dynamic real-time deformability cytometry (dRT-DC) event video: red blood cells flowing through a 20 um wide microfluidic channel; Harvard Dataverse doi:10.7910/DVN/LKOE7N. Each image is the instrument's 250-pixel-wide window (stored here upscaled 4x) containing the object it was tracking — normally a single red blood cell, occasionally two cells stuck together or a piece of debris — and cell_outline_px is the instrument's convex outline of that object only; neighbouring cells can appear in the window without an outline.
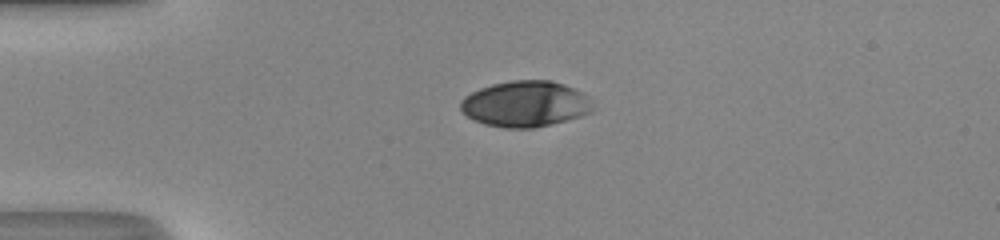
{"species": "human", "species_latin": "Homo sapiens", "temperature_condition": "room temperature", "stored_images_in_passage": 38, "camera_frame_rate_fps": 3000, "um_per_image_px": 0.085, "donor": {"sex": "male"}, "frame": {"image": 1, "passage_image": 1, "time_ms": 0.0, "image_size_px": [1000, 240], "cell_outline_px": [[592, 112], [580, 116], [532, 128], [504, 128], [484, 124], [468, 116], [460, 108], [460, 100], [464, 96], [480, 88], [492, 84], [512, 80], [552, 80], [564, 84], [584, 92], [588, 96], [592, 108]], "centroid_in_image_um": [44.65, 8.82], "position_along_channel_um": 40.4, "area_um2": 35.26}}
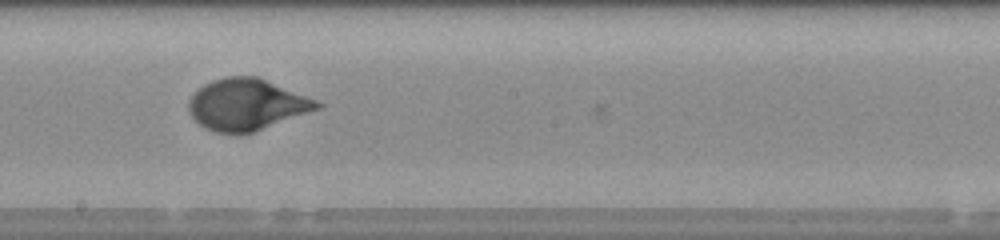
{"frame": {"image": 2, "passage_image": 17, "time_ms": 5.333, "image_size_px": [1000, 240], "cell_outline_px": [[324, 104], [320, 108], [252, 132], [216, 132], [204, 128], [188, 112], [188, 100], [204, 84], [212, 80], [228, 76], [256, 76], [316, 100]], "centroid_in_image_um": [20.94, 8.87], "position_along_channel_um": 227.3, "area_um2": 37.69}}
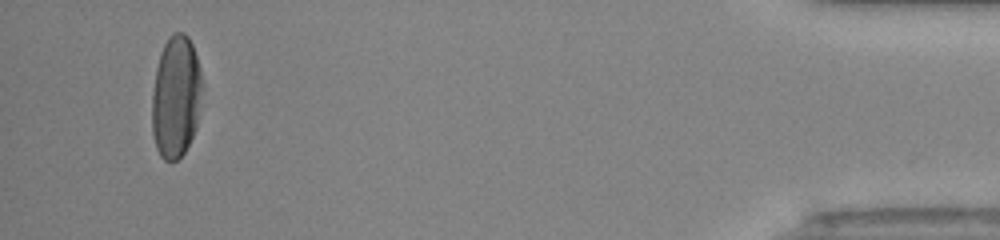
{"frame": {"image": 3, "passage_image": 36, "time_ms": 11.667, "image_size_px": [1000, 240], "cell_outline_px": [[204, 88], [196, 128], [184, 152], [176, 160], [164, 160], [160, 156], [156, 148], [152, 132], [152, 92], [156, 68], [160, 52], [168, 36], [172, 32], [184, 32], [188, 36], [192, 44], [200, 68]], "centroid_in_image_um": [14.96, 8.2], "position_along_channel_um": 420.2, "area_um2": 36.3}, "authors_computed_cell_mechanics": {"area_um2": 37.1365, "velocity_mm_per_s": 4.2092, "shape_relaxation_time_tau1_ms": 3.2506, "shape_relaxation_time_tau2_ms": null, "deformation_change_tau1": 0.1851, "deformation_change_tau2": null}}